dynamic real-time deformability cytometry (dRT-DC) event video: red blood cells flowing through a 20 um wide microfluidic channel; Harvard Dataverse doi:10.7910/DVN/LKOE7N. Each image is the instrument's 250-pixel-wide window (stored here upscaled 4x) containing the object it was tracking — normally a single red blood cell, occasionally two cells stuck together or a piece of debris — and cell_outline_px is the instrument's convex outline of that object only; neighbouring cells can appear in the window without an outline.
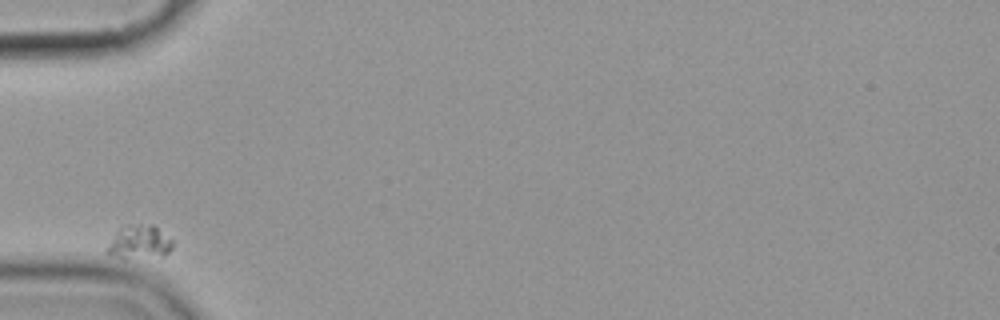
{"species": "common noctule bat (a hibernating species)", "species_latin": "Nyctalus noctula", "temperature_condition": "cold", "stored_images_in_passage": 1, "camera_frame_rate_fps": 3000, "um_per_image_px": 0.085, "animal": {"sex": "female", "body_mass_g": 19.9}, "frame": {"image": 1, "passage_image": 1, "time_ms": 0.0, "image_size_px": [1000, 320], "cell_outline_px": [[172, 248], [164, 256], [120, 256], [104, 252], [112, 236], [124, 224], [152, 224], [172, 240]], "centroid_in_image_um": [11.83, 20.53], "position_along_channel_um": 73.2, "area_um2": 12.43}}